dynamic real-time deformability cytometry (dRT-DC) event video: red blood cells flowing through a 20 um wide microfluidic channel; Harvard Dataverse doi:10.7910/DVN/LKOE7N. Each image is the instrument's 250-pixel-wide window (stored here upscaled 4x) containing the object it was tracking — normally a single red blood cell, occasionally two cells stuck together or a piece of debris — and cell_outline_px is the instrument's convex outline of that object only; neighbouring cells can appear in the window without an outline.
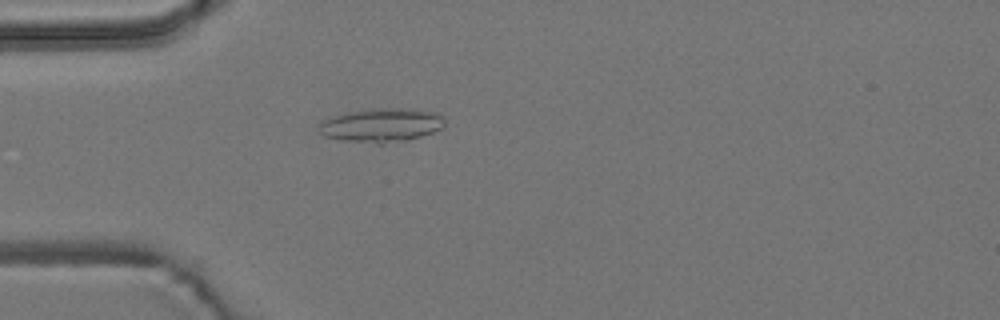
{"species": "common noctule bat (a hibernating species)", "species_latin": "Nyctalus noctula", "temperature_condition": "room temperature", "stored_images_in_passage": 5, "camera_frame_rate_fps": 3000, "um_per_image_px": 0.085, "animal": {"sex": "male", "body_mass_g": 19.2, "forearm_length_mm": 51.8}, "frame": {"image": 1, "passage_image": 5, "time_ms": 4.667, "image_size_px": [1000, 320], "cell_outline_px": [[444, 128], [420, 136], [404, 140], [380, 144], [376, 144], [344, 140], [324, 136], [320, 132], [320, 120], [332, 116], [348, 112], [380, 108], [400, 108], [436, 112], [444, 116]], "centroid_in_image_um": [32.42, 10.63], "position_along_channel_um": 52.6, "area_um2": 24.62}}